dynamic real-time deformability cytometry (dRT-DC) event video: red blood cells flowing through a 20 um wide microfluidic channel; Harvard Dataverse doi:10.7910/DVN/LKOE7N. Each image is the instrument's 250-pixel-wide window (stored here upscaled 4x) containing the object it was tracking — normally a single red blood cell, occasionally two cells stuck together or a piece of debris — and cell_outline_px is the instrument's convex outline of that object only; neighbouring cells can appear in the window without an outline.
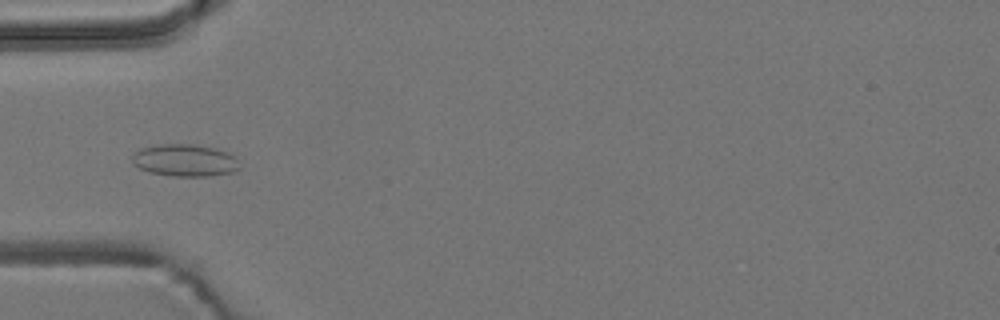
{"species": "common noctule bat (a hibernating species)", "species_latin": "Nyctalus noctula", "temperature_condition": "room temperature", "stored_images_in_passage": 6, "camera_frame_rate_fps": 3000, "um_per_image_px": 0.085, "animal": {"sex": "male", "body_mass_g": 19.2, "forearm_length_mm": 51.8}, "frame": {"image": 1, "passage_image": 4, "time_ms": 1.0, "image_size_px": [1000, 320], "cell_outline_px": [[240, 168], [232, 172], [212, 176], [172, 176], [148, 172], [132, 164], [132, 156], [140, 148], [156, 144], [196, 144], [212, 148], [224, 152], [232, 156], [236, 160]], "centroid_in_image_um": [15.65, 13.63], "position_along_channel_um": 69.3, "area_um2": 20.06}}
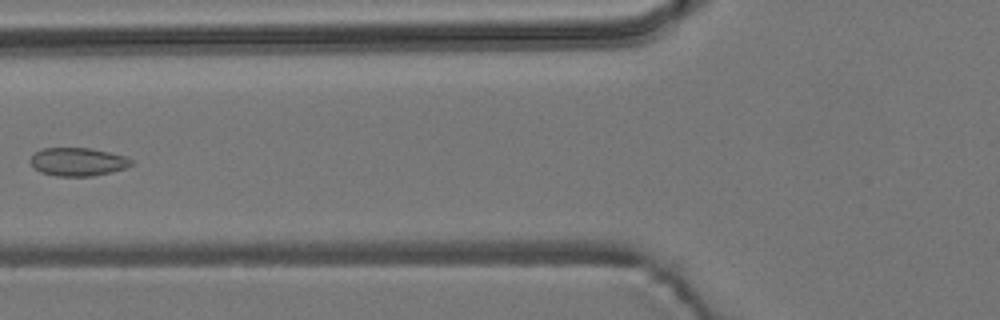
{"frame": {"image": 2, "passage_image": 5, "time_ms": 1.333, "image_size_px": [1000, 320], "cell_outline_px": [[132, 164], [124, 168], [92, 176], [56, 176], [40, 172], [28, 160], [40, 148], [92, 148], [128, 156], [132, 160]], "centroid_in_image_um": [6.61, 13.74], "position_along_channel_um": 119.2, "area_um2": 16.59}}
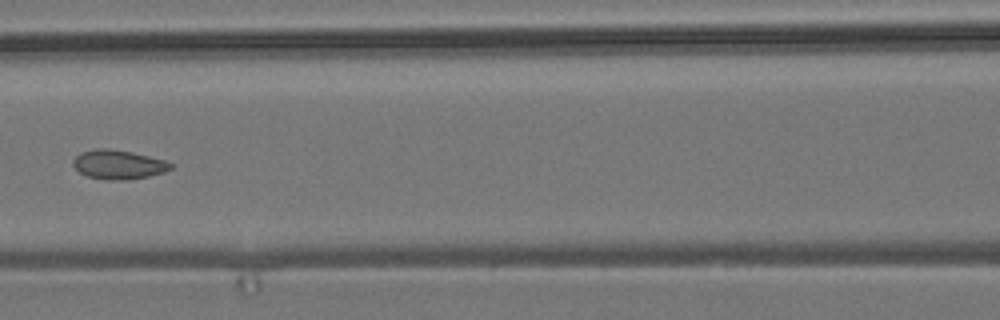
{"frame": {"image": 3, "passage_image": 6, "time_ms": 1.667, "image_size_px": [1000, 320], "cell_outline_px": [[172, 168], [164, 172], [148, 176], [124, 180], [108, 180], [88, 176], [80, 172], [72, 164], [72, 160], [80, 152], [96, 148], [104, 148], [132, 152], [164, 160], [172, 164]], "centroid_in_image_um": [10.04, 13.98], "position_along_channel_um": 156.6, "area_um2": 16.42}}